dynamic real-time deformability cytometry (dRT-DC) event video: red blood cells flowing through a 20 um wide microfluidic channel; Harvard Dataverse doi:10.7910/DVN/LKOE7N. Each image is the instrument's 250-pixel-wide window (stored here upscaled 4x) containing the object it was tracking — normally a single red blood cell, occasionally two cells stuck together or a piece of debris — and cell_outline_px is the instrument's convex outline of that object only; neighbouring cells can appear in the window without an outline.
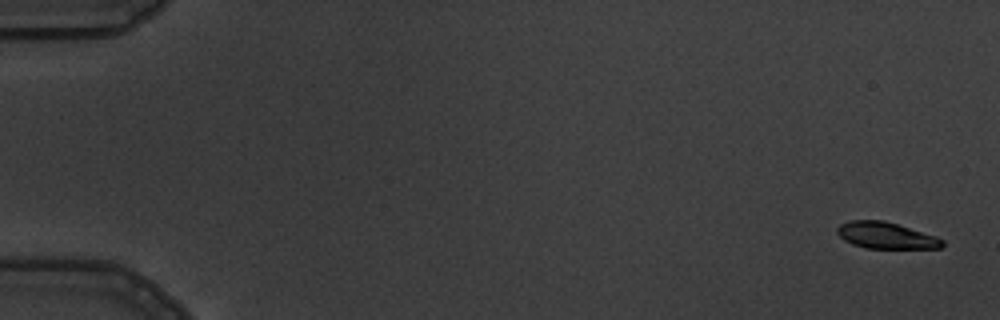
{"species": "common noctule bat (a hibernating species)", "species_latin": "Nyctalus noctula", "temperature_condition": "warm", "stored_images_in_passage": 6, "camera_frame_rate_fps": 3000, "um_per_image_px": 0.085, "animal": {"sex": "male", "body_mass_g": 19.5, "forearm_length_mm": 54.6}, "frame": {"image": 1, "passage_image": 1, "time_ms": 0.0, "image_size_px": [1000, 320], "cell_outline_px": [[944, 244], [940, 248], [868, 248], [852, 244], [844, 240], [836, 232], [836, 228], [840, 224], [852, 220], [884, 220], [936, 236], [944, 240]], "centroid_in_image_um": [75.3, 20.01], "position_along_channel_um": 9.7, "area_um2": 16.13}}
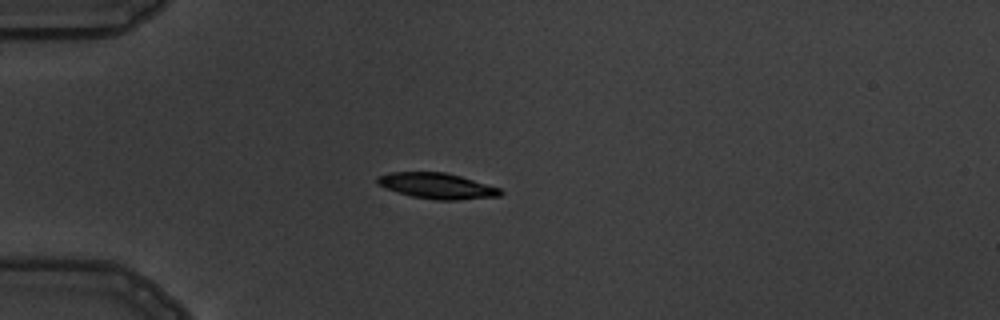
{"frame": {"image": 2, "passage_image": 5, "time_ms": 4.667, "image_size_px": [1000, 320], "cell_outline_px": [[504, 192], [500, 196], [456, 200], [436, 200], [412, 196], [384, 188], [376, 180], [376, 176], [388, 172], [444, 172], [460, 176], [500, 188]], "centroid_in_image_um": [37.13, 15.79], "position_along_channel_um": 47.9, "area_um2": 18.38}}